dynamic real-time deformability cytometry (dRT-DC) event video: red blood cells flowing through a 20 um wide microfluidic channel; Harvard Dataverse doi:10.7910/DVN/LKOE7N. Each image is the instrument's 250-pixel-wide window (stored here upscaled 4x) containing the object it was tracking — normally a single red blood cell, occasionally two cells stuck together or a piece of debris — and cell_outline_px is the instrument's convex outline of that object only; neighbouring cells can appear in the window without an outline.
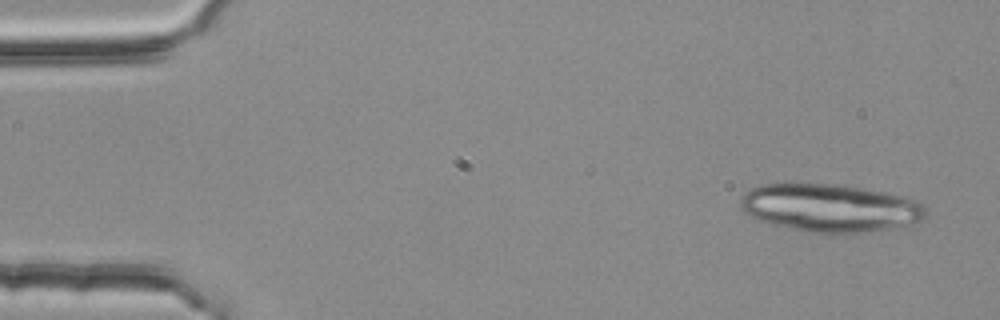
{"species": "common noctule bat (a hibernating species)", "species_latin": "Nyctalus noctula", "temperature_condition": "room temperature", "stored_images_in_passage": 3, "camera_frame_rate_fps": 3000, "um_per_image_px": 0.085, "animal": {"sex": "female", "body_mass_g": 25.1}, "frame": {"image": 1, "passage_image": 1, "time_ms": 0.0, "image_size_px": [1000, 320], "cell_outline_px": [[928, 212], [924, 220], [888, 228], [864, 232], [812, 232], [768, 224], [748, 216], [740, 208], [740, 196], [752, 188], [760, 184], [844, 184], [908, 196], [916, 200]], "centroid_in_image_um": [70.53, 17.65], "position_along_channel_um": 14.5, "area_um2": 51.85}}